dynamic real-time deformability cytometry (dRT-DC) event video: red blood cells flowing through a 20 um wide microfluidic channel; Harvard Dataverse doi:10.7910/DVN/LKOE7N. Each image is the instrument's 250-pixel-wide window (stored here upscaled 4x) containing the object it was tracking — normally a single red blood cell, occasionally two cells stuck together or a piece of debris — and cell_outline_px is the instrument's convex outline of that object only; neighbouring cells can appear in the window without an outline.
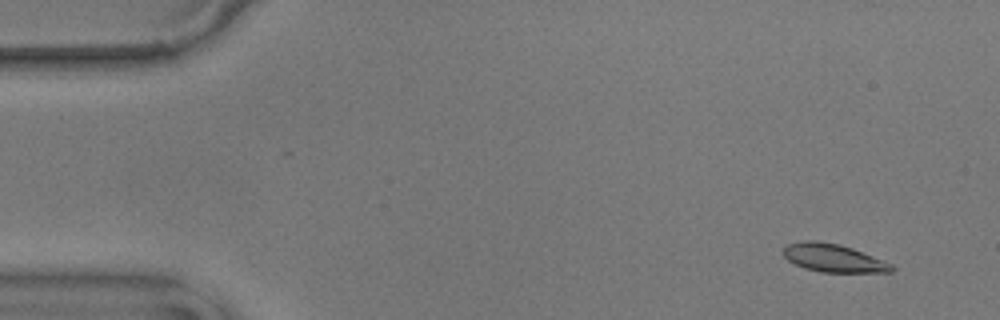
{"species": "common noctule bat (a hibernating species)", "species_latin": "Nyctalus noctula", "temperature_condition": "warm", "stored_images_in_passage": 56, "camera_frame_rate_fps": 3000, "um_per_image_px": 0.085, "animal": {"sex": "male", "body_mass_g": 17.9}, "frame": {"image": 1, "passage_image": 4, "time_ms": 1.0, "image_size_px": [1000, 320], "cell_outline_px": [[896, 268], [892, 272], [820, 272], [804, 268], [788, 260], [784, 256], [784, 248], [788, 244], [808, 240], [812, 240], [840, 244], [852, 248], [892, 264]], "centroid_in_image_um": [70.85, 21.94], "position_along_channel_um": 14.2, "area_um2": 17.51}}
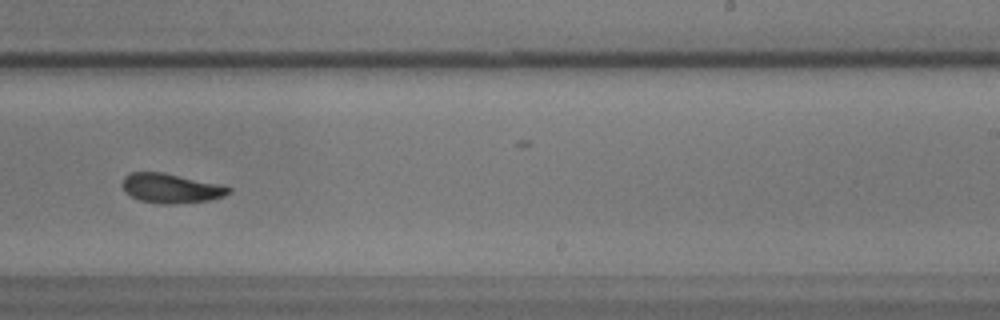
{"frame": {"image": 2, "passage_image": 35, "time_ms": 11.333, "image_size_px": [1000, 320], "cell_outline_px": [[232, 188], [224, 196], [208, 200], [172, 204], [160, 204], [140, 200], [132, 196], [124, 188], [124, 176], [132, 172], [164, 172], [220, 184]], "centroid_in_image_um": [14.55, 15.99], "position_along_channel_um": 274.4, "area_um2": 17.98}}
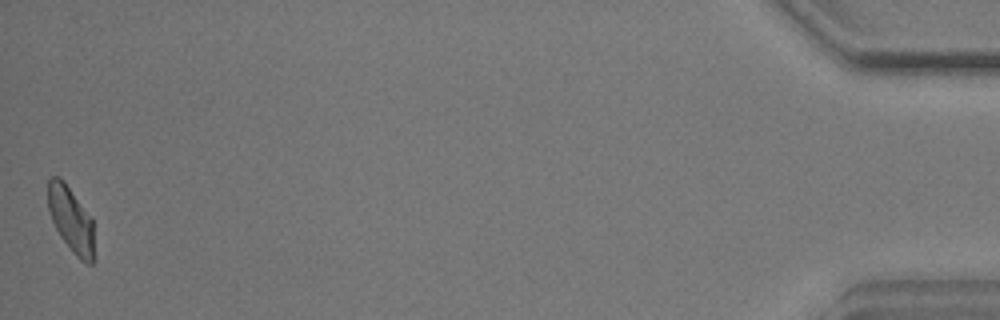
{"frame": {"image": 3, "passage_image": 56, "time_ms": 18.333, "image_size_px": [1000, 320], "cell_outline_px": [[96, 260], [92, 264], [88, 264], [80, 260], [76, 256], [60, 236], [52, 220], [48, 208], [48, 180], [52, 176], [60, 176], [64, 180], [92, 216]], "centroid_in_image_um": [6.08, 18.68], "position_along_channel_um": 429.1, "area_um2": 18.21}, "authors_computed_cell_mechanics": {"area_um2": 18.2359, "velocity_mm_per_s": 3.5632, "shape_relaxation_time_tau1_ms": 3.3251, "shape_relaxation_time_tau2_ms": 2.0901, "deformation_change_tau1": 0.1284, "deformation_change_tau2": 0.0734}}